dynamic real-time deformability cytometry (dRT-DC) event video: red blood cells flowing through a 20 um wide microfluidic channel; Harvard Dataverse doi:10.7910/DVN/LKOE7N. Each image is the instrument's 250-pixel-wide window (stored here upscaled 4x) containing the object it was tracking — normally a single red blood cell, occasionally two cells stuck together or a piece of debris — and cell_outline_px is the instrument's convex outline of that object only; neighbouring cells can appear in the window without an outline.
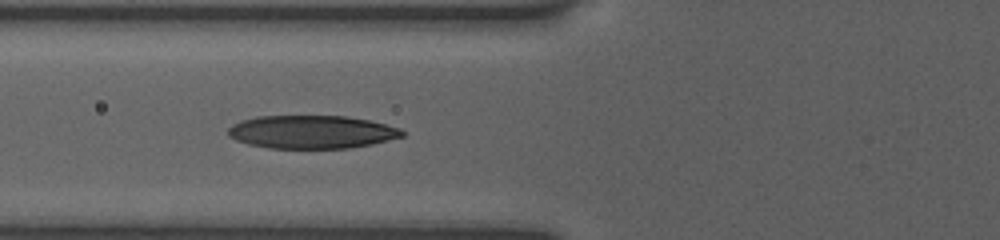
{"species": "human", "species_latin": "Homo sapiens", "temperature_condition": "room temperature", "stored_images_in_passage": 7, "camera_frame_rate_fps": 3000, "um_per_image_px": 0.085, "donor": {"sex": "female"}, "frame": {"image": 1, "passage_image": 6, "time_ms": 6.0, "image_size_px": [1000, 240], "cell_outline_px": [[404, 136], [372, 144], [352, 148], [268, 148], [248, 144], [236, 140], [228, 136], [228, 128], [232, 124], [240, 120], [256, 116], [348, 116], [368, 120], [400, 128], [404, 132]], "centroid_in_image_um": [26.47, 11.21], "position_along_channel_um": 99.3, "area_um2": 33.76}}
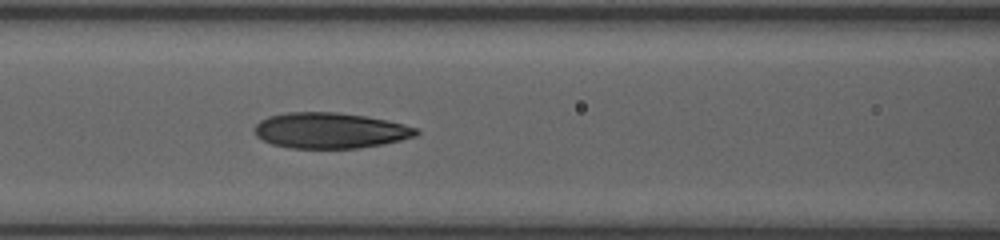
{"frame": {"image": 2, "passage_image": 7, "time_ms": 7.0, "image_size_px": [1000, 240], "cell_outline_px": [[420, 132], [416, 136], [384, 144], [360, 148], [288, 148], [272, 144], [256, 136], [252, 128], [260, 120], [268, 116], [284, 112], [336, 112], [364, 116], [388, 120], [420, 128]], "centroid_in_image_um": [28.06, 11.09], "position_along_channel_um": 138.5, "area_um2": 33.99}}